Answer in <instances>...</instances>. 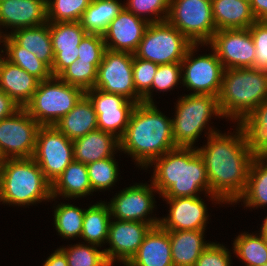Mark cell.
Returning a JSON list of instances; mask_svg holds the SVG:
<instances>
[{"mask_svg": "<svg viewBox=\"0 0 267 266\" xmlns=\"http://www.w3.org/2000/svg\"><path fill=\"white\" fill-rule=\"evenodd\" d=\"M237 129L235 135L210 129L207 145L197 148L205 162L210 194L229 204L237 203L244 193L250 164L255 157L246 145L243 132L239 127Z\"/></svg>", "mask_w": 267, "mask_h": 266, "instance_id": "1", "label": "cell"}, {"mask_svg": "<svg viewBox=\"0 0 267 266\" xmlns=\"http://www.w3.org/2000/svg\"><path fill=\"white\" fill-rule=\"evenodd\" d=\"M175 148L172 119L158 111L154 103L136 104L119 139V150L132 155L137 164L146 168Z\"/></svg>", "mask_w": 267, "mask_h": 266, "instance_id": "2", "label": "cell"}, {"mask_svg": "<svg viewBox=\"0 0 267 266\" xmlns=\"http://www.w3.org/2000/svg\"><path fill=\"white\" fill-rule=\"evenodd\" d=\"M153 186L162 198L195 197L198 191H206L218 204L223 203L210 194L205 162L195 148L177 147L156 158ZM215 198V199H214Z\"/></svg>", "mask_w": 267, "mask_h": 266, "instance_id": "3", "label": "cell"}, {"mask_svg": "<svg viewBox=\"0 0 267 266\" xmlns=\"http://www.w3.org/2000/svg\"><path fill=\"white\" fill-rule=\"evenodd\" d=\"M217 98L223 117L239 121L267 100V71L256 68L225 69Z\"/></svg>", "mask_w": 267, "mask_h": 266, "instance_id": "4", "label": "cell"}, {"mask_svg": "<svg viewBox=\"0 0 267 266\" xmlns=\"http://www.w3.org/2000/svg\"><path fill=\"white\" fill-rule=\"evenodd\" d=\"M53 199L51 183L33 158L4 159L0 167V201L25 206Z\"/></svg>", "mask_w": 267, "mask_h": 266, "instance_id": "5", "label": "cell"}, {"mask_svg": "<svg viewBox=\"0 0 267 266\" xmlns=\"http://www.w3.org/2000/svg\"><path fill=\"white\" fill-rule=\"evenodd\" d=\"M84 95L83 89L52 76L39 82L24 109L40 126H50L69 113Z\"/></svg>", "mask_w": 267, "mask_h": 266, "instance_id": "6", "label": "cell"}, {"mask_svg": "<svg viewBox=\"0 0 267 266\" xmlns=\"http://www.w3.org/2000/svg\"><path fill=\"white\" fill-rule=\"evenodd\" d=\"M176 106L172 130L177 147L192 148L211 116L223 117L218 98L211 95H185Z\"/></svg>", "mask_w": 267, "mask_h": 266, "instance_id": "7", "label": "cell"}, {"mask_svg": "<svg viewBox=\"0 0 267 266\" xmlns=\"http://www.w3.org/2000/svg\"><path fill=\"white\" fill-rule=\"evenodd\" d=\"M193 45L167 20L148 25L134 55L158 65L181 62Z\"/></svg>", "mask_w": 267, "mask_h": 266, "instance_id": "8", "label": "cell"}, {"mask_svg": "<svg viewBox=\"0 0 267 266\" xmlns=\"http://www.w3.org/2000/svg\"><path fill=\"white\" fill-rule=\"evenodd\" d=\"M193 44H206L217 31L211 0H170L166 19Z\"/></svg>", "mask_w": 267, "mask_h": 266, "instance_id": "9", "label": "cell"}, {"mask_svg": "<svg viewBox=\"0 0 267 266\" xmlns=\"http://www.w3.org/2000/svg\"><path fill=\"white\" fill-rule=\"evenodd\" d=\"M133 56V53L106 49L98 66L94 88L123 96L136 104L142 103V96L133 82Z\"/></svg>", "mask_w": 267, "mask_h": 266, "instance_id": "10", "label": "cell"}, {"mask_svg": "<svg viewBox=\"0 0 267 266\" xmlns=\"http://www.w3.org/2000/svg\"><path fill=\"white\" fill-rule=\"evenodd\" d=\"M33 159L52 184L74 160L73 142L54 125L40 126Z\"/></svg>", "mask_w": 267, "mask_h": 266, "instance_id": "11", "label": "cell"}, {"mask_svg": "<svg viewBox=\"0 0 267 266\" xmlns=\"http://www.w3.org/2000/svg\"><path fill=\"white\" fill-rule=\"evenodd\" d=\"M40 125L21 108L0 120V153L4 159L33 158Z\"/></svg>", "mask_w": 267, "mask_h": 266, "instance_id": "12", "label": "cell"}, {"mask_svg": "<svg viewBox=\"0 0 267 266\" xmlns=\"http://www.w3.org/2000/svg\"><path fill=\"white\" fill-rule=\"evenodd\" d=\"M198 46V44H193L181 61L184 73L181 81L183 86H186L189 90H194V93L191 94L218 97L225 69L215 52L194 59L193 53Z\"/></svg>", "mask_w": 267, "mask_h": 266, "instance_id": "13", "label": "cell"}, {"mask_svg": "<svg viewBox=\"0 0 267 266\" xmlns=\"http://www.w3.org/2000/svg\"><path fill=\"white\" fill-rule=\"evenodd\" d=\"M207 44L224 69L254 68L255 46L249 28L217 30Z\"/></svg>", "mask_w": 267, "mask_h": 266, "instance_id": "14", "label": "cell"}, {"mask_svg": "<svg viewBox=\"0 0 267 266\" xmlns=\"http://www.w3.org/2000/svg\"><path fill=\"white\" fill-rule=\"evenodd\" d=\"M97 114L98 129L120 139L127 128L131 112L136 105L123 96L92 88L85 91ZM118 130V132H117Z\"/></svg>", "mask_w": 267, "mask_h": 266, "instance_id": "15", "label": "cell"}, {"mask_svg": "<svg viewBox=\"0 0 267 266\" xmlns=\"http://www.w3.org/2000/svg\"><path fill=\"white\" fill-rule=\"evenodd\" d=\"M153 190L157 191L152 183L151 187L146 184H136L123 189L108 203L111 216L116 220L139 221L151 224L153 227L158 226L160 219H146L155 207Z\"/></svg>", "mask_w": 267, "mask_h": 266, "instance_id": "16", "label": "cell"}, {"mask_svg": "<svg viewBox=\"0 0 267 266\" xmlns=\"http://www.w3.org/2000/svg\"><path fill=\"white\" fill-rule=\"evenodd\" d=\"M153 226L139 221L117 220L110 222L106 243L110 248L104 249L108 262L122 261L126 265L137 253L146 234Z\"/></svg>", "mask_w": 267, "mask_h": 266, "instance_id": "17", "label": "cell"}, {"mask_svg": "<svg viewBox=\"0 0 267 266\" xmlns=\"http://www.w3.org/2000/svg\"><path fill=\"white\" fill-rule=\"evenodd\" d=\"M149 24L124 7L102 34L106 49L134 54Z\"/></svg>", "mask_w": 267, "mask_h": 266, "instance_id": "18", "label": "cell"}, {"mask_svg": "<svg viewBox=\"0 0 267 266\" xmlns=\"http://www.w3.org/2000/svg\"><path fill=\"white\" fill-rule=\"evenodd\" d=\"M49 28L54 53L51 73L58 77L78 59V46L87 32L79 21L49 22Z\"/></svg>", "mask_w": 267, "mask_h": 266, "instance_id": "19", "label": "cell"}, {"mask_svg": "<svg viewBox=\"0 0 267 266\" xmlns=\"http://www.w3.org/2000/svg\"><path fill=\"white\" fill-rule=\"evenodd\" d=\"M170 204L169 216L160 219L159 225L167 231L205 230L207 208L199 198H166Z\"/></svg>", "mask_w": 267, "mask_h": 266, "instance_id": "20", "label": "cell"}, {"mask_svg": "<svg viewBox=\"0 0 267 266\" xmlns=\"http://www.w3.org/2000/svg\"><path fill=\"white\" fill-rule=\"evenodd\" d=\"M46 0H4L0 2V25L13 30L46 24Z\"/></svg>", "mask_w": 267, "mask_h": 266, "instance_id": "21", "label": "cell"}, {"mask_svg": "<svg viewBox=\"0 0 267 266\" xmlns=\"http://www.w3.org/2000/svg\"><path fill=\"white\" fill-rule=\"evenodd\" d=\"M126 266H174L168 231L160 225L152 227Z\"/></svg>", "mask_w": 267, "mask_h": 266, "instance_id": "22", "label": "cell"}, {"mask_svg": "<svg viewBox=\"0 0 267 266\" xmlns=\"http://www.w3.org/2000/svg\"><path fill=\"white\" fill-rule=\"evenodd\" d=\"M39 80L19 66L4 59L0 65V90L24 108L37 90Z\"/></svg>", "mask_w": 267, "mask_h": 266, "instance_id": "23", "label": "cell"}, {"mask_svg": "<svg viewBox=\"0 0 267 266\" xmlns=\"http://www.w3.org/2000/svg\"><path fill=\"white\" fill-rule=\"evenodd\" d=\"M72 142L74 160L83 164L114 157L113 153L116 149L119 150V139L113 134L99 129L89 132Z\"/></svg>", "mask_w": 267, "mask_h": 266, "instance_id": "24", "label": "cell"}, {"mask_svg": "<svg viewBox=\"0 0 267 266\" xmlns=\"http://www.w3.org/2000/svg\"><path fill=\"white\" fill-rule=\"evenodd\" d=\"M216 30L248 29L256 18L246 0H211Z\"/></svg>", "mask_w": 267, "mask_h": 266, "instance_id": "25", "label": "cell"}, {"mask_svg": "<svg viewBox=\"0 0 267 266\" xmlns=\"http://www.w3.org/2000/svg\"><path fill=\"white\" fill-rule=\"evenodd\" d=\"M54 126L72 141L97 130V114L92 102L84 95Z\"/></svg>", "mask_w": 267, "mask_h": 266, "instance_id": "26", "label": "cell"}, {"mask_svg": "<svg viewBox=\"0 0 267 266\" xmlns=\"http://www.w3.org/2000/svg\"><path fill=\"white\" fill-rule=\"evenodd\" d=\"M174 266H194L210 243L204 241V230L168 231Z\"/></svg>", "mask_w": 267, "mask_h": 266, "instance_id": "27", "label": "cell"}, {"mask_svg": "<svg viewBox=\"0 0 267 266\" xmlns=\"http://www.w3.org/2000/svg\"><path fill=\"white\" fill-rule=\"evenodd\" d=\"M238 126L249 151L255 157H264L267 154V100L243 116Z\"/></svg>", "mask_w": 267, "mask_h": 266, "instance_id": "28", "label": "cell"}, {"mask_svg": "<svg viewBox=\"0 0 267 266\" xmlns=\"http://www.w3.org/2000/svg\"><path fill=\"white\" fill-rule=\"evenodd\" d=\"M19 46L32 52L50 69L54 61L49 22L44 25L21 28L8 34Z\"/></svg>", "mask_w": 267, "mask_h": 266, "instance_id": "29", "label": "cell"}, {"mask_svg": "<svg viewBox=\"0 0 267 266\" xmlns=\"http://www.w3.org/2000/svg\"><path fill=\"white\" fill-rule=\"evenodd\" d=\"M92 188L89 182L86 164L73 160L51 184V195L65 198H77L90 195Z\"/></svg>", "mask_w": 267, "mask_h": 266, "instance_id": "30", "label": "cell"}, {"mask_svg": "<svg viewBox=\"0 0 267 266\" xmlns=\"http://www.w3.org/2000/svg\"><path fill=\"white\" fill-rule=\"evenodd\" d=\"M123 8L117 0H92L79 22L87 33L102 35Z\"/></svg>", "mask_w": 267, "mask_h": 266, "instance_id": "31", "label": "cell"}, {"mask_svg": "<svg viewBox=\"0 0 267 266\" xmlns=\"http://www.w3.org/2000/svg\"><path fill=\"white\" fill-rule=\"evenodd\" d=\"M111 213L109 205L98 202L85 209L81 238L89 244L101 246L107 241Z\"/></svg>", "mask_w": 267, "mask_h": 266, "instance_id": "32", "label": "cell"}, {"mask_svg": "<svg viewBox=\"0 0 267 266\" xmlns=\"http://www.w3.org/2000/svg\"><path fill=\"white\" fill-rule=\"evenodd\" d=\"M264 161L267 163L264 157H254L250 164L245 191L237 200L243 198L247 207L267 205V164Z\"/></svg>", "mask_w": 267, "mask_h": 266, "instance_id": "33", "label": "cell"}, {"mask_svg": "<svg viewBox=\"0 0 267 266\" xmlns=\"http://www.w3.org/2000/svg\"><path fill=\"white\" fill-rule=\"evenodd\" d=\"M4 46L7 58L10 63L19 66L39 81L47 80L52 77L51 69L35 54L19 46L9 35L6 36Z\"/></svg>", "mask_w": 267, "mask_h": 266, "instance_id": "34", "label": "cell"}, {"mask_svg": "<svg viewBox=\"0 0 267 266\" xmlns=\"http://www.w3.org/2000/svg\"><path fill=\"white\" fill-rule=\"evenodd\" d=\"M233 245L234 253L247 266H260L267 263V241L261 234L259 237L254 234H240Z\"/></svg>", "mask_w": 267, "mask_h": 266, "instance_id": "35", "label": "cell"}, {"mask_svg": "<svg viewBox=\"0 0 267 266\" xmlns=\"http://www.w3.org/2000/svg\"><path fill=\"white\" fill-rule=\"evenodd\" d=\"M85 210L72 204H60L54 210V224L63 238L81 236Z\"/></svg>", "mask_w": 267, "mask_h": 266, "instance_id": "36", "label": "cell"}, {"mask_svg": "<svg viewBox=\"0 0 267 266\" xmlns=\"http://www.w3.org/2000/svg\"><path fill=\"white\" fill-rule=\"evenodd\" d=\"M92 0H46L48 22H77Z\"/></svg>", "mask_w": 267, "mask_h": 266, "instance_id": "37", "label": "cell"}, {"mask_svg": "<svg viewBox=\"0 0 267 266\" xmlns=\"http://www.w3.org/2000/svg\"><path fill=\"white\" fill-rule=\"evenodd\" d=\"M100 63H89L76 60L71 63L58 77L70 85L84 91L94 88Z\"/></svg>", "mask_w": 267, "mask_h": 266, "instance_id": "38", "label": "cell"}, {"mask_svg": "<svg viewBox=\"0 0 267 266\" xmlns=\"http://www.w3.org/2000/svg\"><path fill=\"white\" fill-rule=\"evenodd\" d=\"M113 157L86 164L92 192L106 190L117 182L118 168Z\"/></svg>", "mask_w": 267, "mask_h": 266, "instance_id": "39", "label": "cell"}, {"mask_svg": "<svg viewBox=\"0 0 267 266\" xmlns=\"http://www.w3.org/2000/svg\"><path fill=\"white\" fill-rule=\"evenodd\" d=\"M92 245V246H90ZM97 245L76 244L69 248H60L66 255L68 266H111L105 251H100Z\"/></svg>", "mask_w": 267, "mask_h": 266, "instance_id": "40", "label": "cell"}, {"mask_svg": "<svg viewBox=\"0 0 267 266\" xmlns=\"http://www.w3.org/2000/svg\"><path fill=\"white\" fill-rule=\"evenodd\" d=\"M158 64L133 56V82L136 91L142 96V103H154L151 87Z\"/></svg>", "mask_w": 267, "mask_h": 266, "instance_id": "41", "label": "cell"}, {"mask_svg": "<svg viewBox=\"0 0 267 266\" xmlns=\"http://www.w3.org/2000/svg\"><path fill=\"white\" fill-rule=\"evenodd\" d=\"M127 5L124 7L134 13L136 16L144 18L148 20L150 23L152 22H161L167 19L169 13V4L170 0H127ZM165 12V13H164ZM154 15L153 18H146L142 15ZM162 13L163 16H160ZM142 14V15H141Z\"/></svg>", "mask_w": 267, "mask_h": 266, "instance_id": "42", "label": "cell"}, {"mask_svg": "<svg viewBox=\"0 0 267 266\" xmlns=\"http://www.w3.org/2000/svg\"><path fill=\"white\" fill-rule=\"evenodd\" d=\"M105 50L106 47L102 35L87 33L78 46L77 60L101 63Z\"/></svg>", "mask_w": 267, "mask_h": 266, "instance_id": "43", "label": "cell"}, {"mask_svg": "<svg viewBox=\"0 0 267 266\" xmlns=\"http://www.w3.org/2000/svg\"><path fill=\"white\" fill-rule=\"evenodd\" d=\"M249 30L255 46L254 68L267 71V21H256Z\"/></svg>", "mask_w": 267, "mask_h": 266, "instance_id": "44", "label": "cell"}, {"mask_svg": "<svg viewBox=\"0 0 267 266\" xmlns=\"http://www.w3.org/2000/svg\"><path fill=\"white\" fill-rule=\"evenodd\" d=\"M181 62L158 65L151 89L167 91L172 89L182 78Z\"/></svg>", "mask_w": 267, "mask_h": 266, "instance_id": "45", "label": "cell"}, {"mask_svg": "<svg viewBox=\"0 0 267 266\" xmlns=\"http://www.w3.org/2000/svg\"><path fill=\"white\" fill-rule=\"evenodd\" d=\"M231 255L221 244L210 243L194 266H231Z\"/></svg>", "mask_w": 267, "mask_h": 266, "instance_id": "46", "label": "cell"}, {"mask_svg": "<svg viewBox=\"0 0 267 266\" xmlns=\"http://www.w3.org/2000/svg\"><path fill=\"white\" fill-rule=\"evenodd\" d=\"M19 109H21L19 105L3 90H0V120L11 117Z\"/></svg>", "mask_w": 267, "mask_h": 266, "instance_id": "47", "label": "cell"}, {"mask_svg": "<svg viewBox=\"0 0 267 266\" xmlns=\"http://www.w3.org/2000/svg\"><path fill=\"white\" fill-rule=\"evenodd\" d=\"M250 5L257 21H267V0H251Z\"/></svg>", "mask_w": 267, "mask_h": 266, "instance_id": "48", "label": "cell"}, {"mask_svg": "<svg viewBox=\"0 0 267 266\" xmlns=\"http://www.w3.org/2000/svg\"><path fill=\"white\" fill-rule=\"evenodd\" d=\"M43 266H68L65 253L61 249H57L47 258Z\"/></svg>", "mask_w": 267, "mask_h": 266, "instance_id": "49", "label": "cell"}, {"mask_svg": "<svg viewBox=\"0 0 267 266\" xmlns=\"http://www.w3.org/2000/svg\"><path fill=\"white\" fill-rule=\"evenodd\" d=\"M260 234L267 240V217L264 218L263 225L260 227Z\"/></svg>", "mask_w": 267, "mask_h": 266, "instance_id": "50", "label": "cell"}, {"mask_svg": "<svg viewBox=\"0 0 267 266\" xmlns=\"http://www.w3.org/2000/svg\"><path fill=\"white\" fill-rule=\"evenodd\" d=\"M2 32H0V43L2 42H5V39H6V36H7V34H4L3 36H2V34H1ZM2 37V38H1ZM1 40H3V41H1Z\"/></svg>", "mask_w": 267, "mask_h": 266, "instance_id": "51", "label": "cell"}, {"mask_svg": "<svg viewBox=\"0 0 267 266\" xmlns=\"http://www.w3.org/2000/svg\"><path fill=\"white\" fill-rule=\"evenodd\" d=\"M4 162V158L2 157L1 153H0V164H3Z\"/></svg>", "mask_w": 267, "mask_h": 266, "instance_id": "52", "label": "cell"}, {"mask_svg": "<svg viewBox=\"0 0 267 266\" xmlns=\"http://www.w3.org/2000/svg\"><path fill=\"white\" fill-rule=\"evenodd\" d=\"M0 56H2V55H0ZM5 58L3 57H0V65H1V63H2V61L4 60Z\"/></svg>", "mask_w": 267, "mask_h": 266, "instance_id": "53", "label": "cell"}]
</instances>
